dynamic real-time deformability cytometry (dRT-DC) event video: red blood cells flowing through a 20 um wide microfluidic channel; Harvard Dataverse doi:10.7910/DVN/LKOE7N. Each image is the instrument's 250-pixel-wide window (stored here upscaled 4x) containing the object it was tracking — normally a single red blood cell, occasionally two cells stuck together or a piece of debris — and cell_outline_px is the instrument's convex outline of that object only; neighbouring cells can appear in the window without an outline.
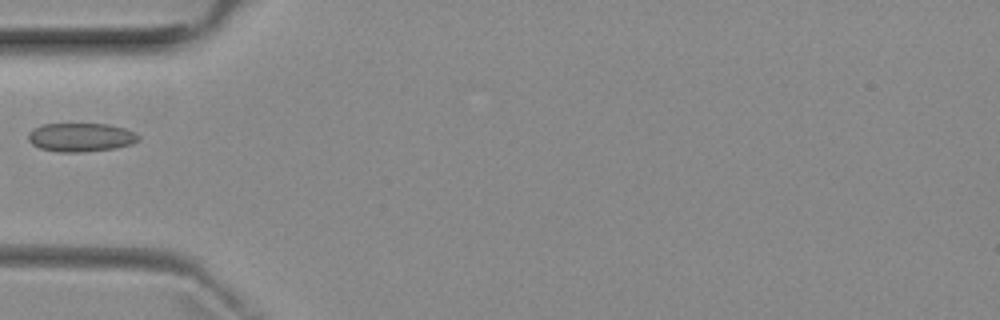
{"species": "common noctule bat (a hibernating species)", "species_latin": "Nyctalus noctula", "temperature_condition": "room temperature", "stored_images_in_passage": 3, "camera_frame_rate_fps": 3000, "um_per_image_px": 0.085, "animal": {"sex": "female", "body_mass_g": 29.2, "forearm_length_mm": 56.3}, "frame": {"image": 1, "passage_image": 1, "time_ms": 0.0, "image_size_px": [1000, 320], "cell_outline_px": [[140, 140], [132, 144], [116, 148], [84, 152], [60, 152], [40, 148], [32, 144], [28, 140], [28, 132], [40, 124], [108, 124], [124, 128], [136, 132], [140, 136]], "centroid_in_image_um": [6.89, 11.67], "position_along_channel_um": 78.1, "area_um2": 18.61}}
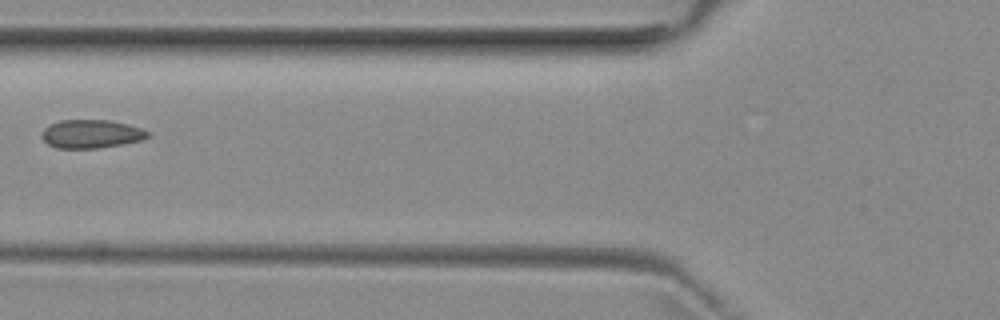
{"frame": {"image": 2, "passage_image": 2, "time_ms": 1.0, "image_size_px": [1000, 320], "cell_outline_px": [[152, 136], [144, 140], [124, 144], [96, 148], [56, 148], [48, 144], [40, 136], [40, 132], [48, 124], [60, 120], [108, 120], [128, 124], [140, 128], [148, 132]], "centroid_in_image_um": [7.74, 11.38], "position_along_channel_um": 118.1, "area_um2": 17.8}}
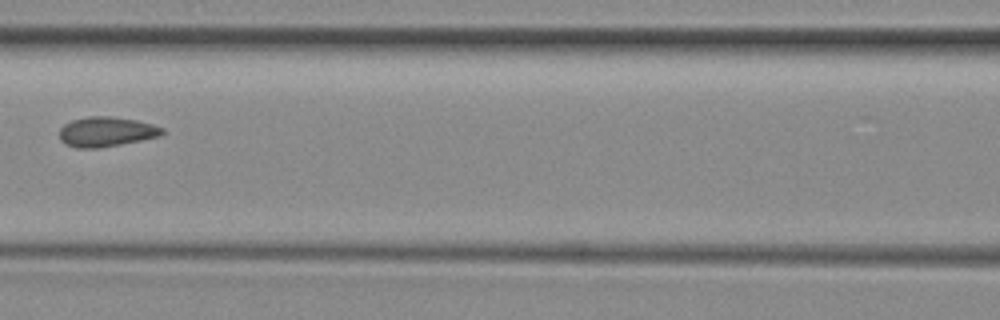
{"frame": {"image": 3, "passage_image": 3, "time_ms": 2.0, "image_size_px": [1000, 320], "cell_outline_px": [[164, 132], [160, 136], [100, 148], [76, 148], [64, 144], [60, 140], [60, 128], [64, 124], [72, 120], [88, 116], [108, 116], [136, 120], [152, 124], [164, 128]], "centroid_in_image_um": [9.01, 11.2], "position_along_channel_um": 157.6, "area_um2": 17.86}}